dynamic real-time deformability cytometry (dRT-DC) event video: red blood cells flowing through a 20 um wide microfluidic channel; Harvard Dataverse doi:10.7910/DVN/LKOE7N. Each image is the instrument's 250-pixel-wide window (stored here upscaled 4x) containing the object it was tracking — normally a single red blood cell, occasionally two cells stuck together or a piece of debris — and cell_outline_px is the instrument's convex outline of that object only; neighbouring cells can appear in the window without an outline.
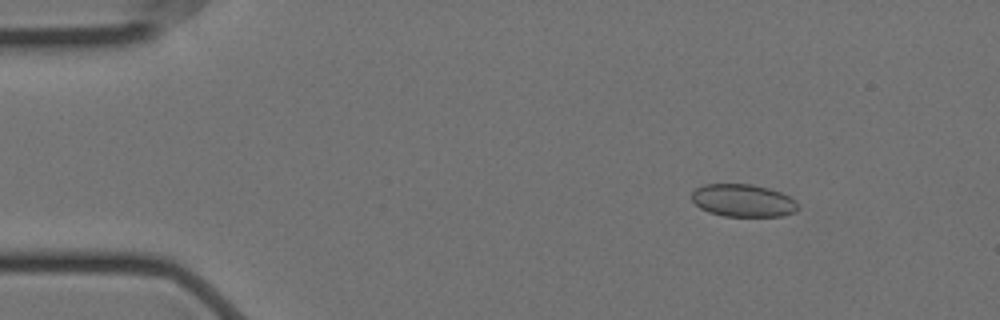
{"species": "Egyptian fruit bat (a non-hibernating species)", "species_latin": "Rousettus aegyptiacus", "temperature_condition": "cold", "stored_images_in_passage": 59, "segment_of_instrument_passage": [1, 2], "camera_frame_rate_fps": 3000, "um_per_image_px": 0.085, "animal": {"sex": "female"}, "frame": {"image": 1, "passage_image": 8, "time_ms": 2.333, "image_size_px": [1000, 320], "cell_outline_px": [[800, 208], [796, 212], [784, 216], [724, 216], [708, 212], [700, 208], [692, 200], [692, 192], [696, 188], [704, 184], [752, 184], [768, 188], [780, 192], [796, 200], [800, 204]], "centroid_in_image_um": [63.2, 17.05], "position_along_channel_um": 21.8, "area_um2": 20.4}}
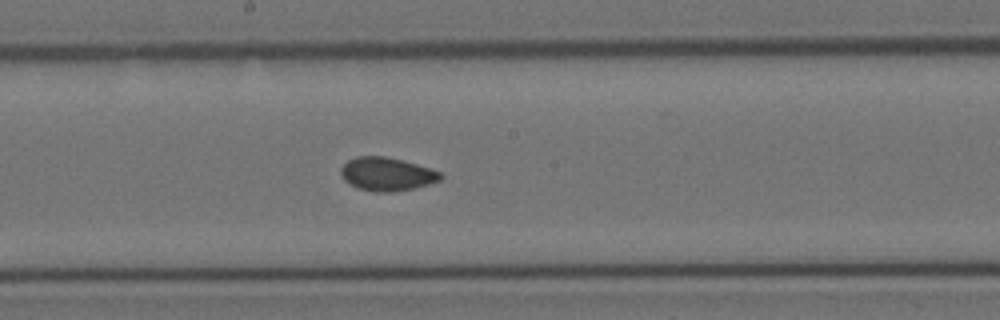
{"frame": {"image": 2, "passage_image": 31, "time_ms": 10.0, "image_size_px": [1000, 320], "cell_outline_px": [[444, 176], [440, 180], [428, 184], [412, 188], [388, 192], [376, 192], [360, 188], [348, 184], [344, 180], [340, 172], [340, 168], [348, 160], [356, 156], [384, 156], [416, 164], [440, 172]], "centroid_in_image_um": [32.84, 14.79], "position_along_channel_um": 215.4, "area_um2": 19.13}}
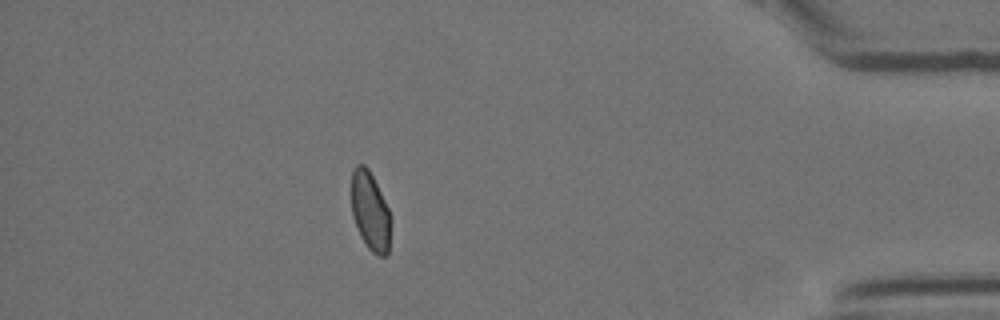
{"frame": {"image": 3, "passage_image": 51, "time_ms": 16.667, "image_size_px": [1000, 320], "cell_outline_px": [[392, 220], [388, 252], [384, 256], [376, 256], [368, 248], [360, 236], [352, 216], [352, 168], [356, 164], [364, 164], [368, 168], [392, 216]], "centroid_in_image_um": [31.48, 17.98], "position_along_channel_um": 403.7, "area_um2": 18.21}}